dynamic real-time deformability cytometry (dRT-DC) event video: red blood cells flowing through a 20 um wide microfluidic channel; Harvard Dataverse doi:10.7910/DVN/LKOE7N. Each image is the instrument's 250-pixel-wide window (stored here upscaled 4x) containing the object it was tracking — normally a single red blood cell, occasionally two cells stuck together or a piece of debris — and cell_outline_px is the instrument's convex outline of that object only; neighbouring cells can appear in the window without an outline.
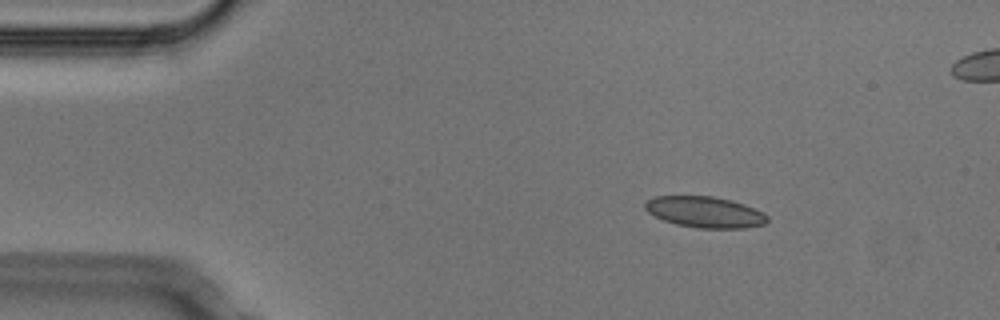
{"species": "Egyptian fruit bat (a non-hibernating species)", "species_latin": "Rousettus aegyptiacus", "temperature_condition": "cold", "stored_images_in_passage": 3, "camera_frame_rate_fps": 3000, "um_per_image_px": 0.085, "animal": {"sex": "male"}, "frame": {"image": 1, "passage_image": 1, "time_ms": 0.0, "image_size_px": [1000, 320], "cell_outline_px": [[768, 220], [764, 224], [744, 228], [696, 228], [676, 224], [664, 220], [648, 212], [644, 208], [644, 204], [648, 200], [656, 196], [712, 196], [732, 200], [744, 204], [764, 212], [768, 216]], "centroid_in_image_um": [59.93, 18.02], "position_along_channel_um": 25.1, "area_um2": 22.14}}